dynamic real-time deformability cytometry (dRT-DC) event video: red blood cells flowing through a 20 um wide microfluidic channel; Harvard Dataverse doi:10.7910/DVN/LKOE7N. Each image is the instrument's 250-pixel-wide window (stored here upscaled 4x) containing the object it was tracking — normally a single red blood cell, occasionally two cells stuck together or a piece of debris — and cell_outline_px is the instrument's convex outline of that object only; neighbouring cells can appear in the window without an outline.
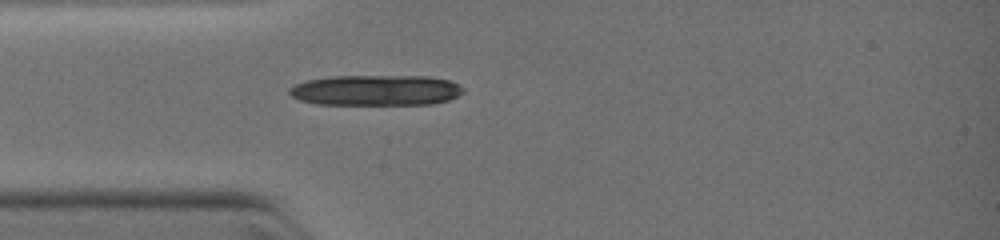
{"species": "common noctule bat (a hibernating species)", "species_latin": "Nyctalus noctula", "temperature_condition": "warm", "stored_images_in_passage": 6, "camera_frame_rate_fps": 3000, "um_per_image_px": 0.085, "animal": {"sex": "female", "body_mass_g": 19.0, "forearm_length_mm": 51.5}, "frame": {"image": 1, "passage_image": 1, "time_ms": 0.0, "image_size_px": [1000, 240], "cell_outline_px": [[464, 92], [448, 100], [432, 104], [316, 104], [300, 100], [292, 96], [288, 92], [288, 88], [296, 84], [308, 80], [332, 76], [428, 76], [448, 80], [460, 84], [464, 88]], "centroid_in_image_um": [31.97, 7.67], "position_along_channel_um": 53.0, "area_um2": 31.04}}
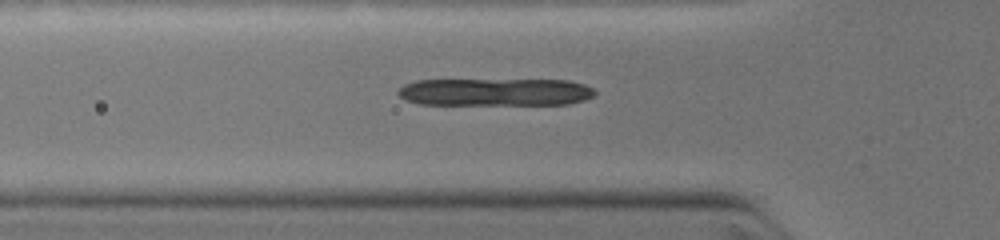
{"frame": {"image": 2, "passage_image": 4, "time_ms": 0.667, "image_size_px": [1000, 240], "cell_outline_px": [[596, 92], [592, 96], [584, 100], [568, 104], [420, 104], [404, 100], [396, 92], [404, 84], [416, 80], [568, 80], [584, 84], [592, 88]], "centroid_in_image_um": [42.07, 7.82], "position_along_channel_um": 83.7, "area_um2": 31.62}}